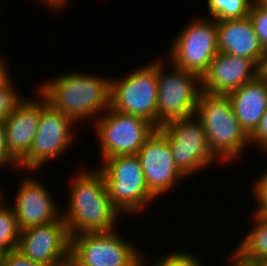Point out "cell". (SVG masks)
Listing matches in <instances>:
<instances>
[{
	"mask_svg": "<svg viewBox=\"0 0 267 266\" xmlns=\"http://www.w3.org/2000/svg\"><path fill=\"white\" fill-rule=\"evenodd\" d=\"M71 236L63 217L48 224L20 230L17 249L25 257L44 266H54L70 258Z\"/></svg>",
	"mask_w": 267,
	"mask_h": 266,
	"instance_id": "obj_12",
	"label": "cell"
},
{
	"mask_svg": "<svg viewBox=\"0 0 267 266\" xmlns=\"http://www.w3.org/2000/svg\"><path fill=\"white\" fill-rule=\"evenodd\" d=\"M254 215L255 226L235 252L247 261L267 263V215Z\"/></svg>",
	"mask_w": 267,
	"mask_h": 266,
	"instance_id": "obj_19",
	"label": "cell"
},
{
	"mask_svg": "<svg viewBox=\"0 0 267 266\" xmlns=\"http://www.w3.org/2000/svg\"><path fill=\"white\" fill-rule=\"evenodd\" d=\"M196 256H192L190 253H180L174 252L172 254L165 255L164 257H160L159 260L153 263L152 266H202L197 260Z\"/></svg>",
	"mask_w": 267,
	"mask_h": 266,
	"instance_id": "obj_24",
	"label": "cell"
},
{
	"mask_svg": "<svg viewBox=\"0 0 267 266\" xmlns=\"http://www.w3.org/2000/svg\"><path fill=\"white\" fill-rule=\"evenodd\" d=\"M107 111L109 113L96 122L102 158L136 155L156 128L141 117L121 113L110 107Z\"/></svg>",
	"mask_w": 267,
	"mask_h": 266,
	"instance_id": "obj_10",
	"label": "cell"
},
{
	"mask_svg": "<svg viewBox=\"0 0 267 266\" xmlns=\"http://www.w3.org/2000/svg\"><path fill=\"white\" fill-rule=\"evenodd\" d=\"M9 71L7 69V65L3 62V60L0 61V87L7 86L11 83L10 74H8Z\"/></svg>",
	"mask_w": 267,
	"mask_h": 266,
	"instance_id": "obj_30",
	"label": "cell"
},
{
	"mask_svg": "<svg viewBox=\"0 0 267 266\" xmlns=\"http://www.w3.org/2000/svg\"><path fill=\"white\" fill-rule=\"evenodd\" d=\"M248 16L261 45L267 50V3L264 0H254Z\"/></svg>",
	"mask_w": 267,
	"mask_h": 266,
	"instance_id": "obj_22",
	"label": "cell"
},
{
	"mask_svg": "<svg viewBox=\"0 0 267 266\" xmlns=\"http://www.w3.org/2000/svg\"><path fill=\"white\" fill-rule=\"evenodd\" d=\"M194 116L203 125L210 151L222 162L239 156L249 143V136L235 117L227 95L202 91Z\"/></svg>",
	"mask_w": 267,
	"mask_h": 266,
	"instance_id": "obj_3",
	"label": "cell"
},
{
	"mask_svg": "<svg viewBox=\"0 0 267 266\" xmlns=\"http://www.w3.org/2000/svg\"><path fill=\"white\" fill-rule=\"evenodd\" d=\"M13 84L0 87V122H3L15 109V107L23 100L17 96L14 91Z\"/></svg>",
	"mask_w": 267,
	"mask_h": 266,
	"instance_id": "obj_23",
	"label": "cell"
},
{
	"mask_svg": "<svg viewBox=\"0 0 267 266\" xmlns=\"http://www.w3.org/2000/svg\"><path fill=\"white\" fill-rule=\"evenodd\" d=\"M40 102L22 100L2 122L8 154L19 164L29 153L38 131Z\"/></svg>",
	"mask_w": 267,
	"mask_h": 266,
	"instance_id": "obj_16",
	"label": "cell"
},
{
	"mask_svg": "<svg viewBox=\"0 0 267 266\" xmlns=\"http://www.w3.org/2000/svg\"><path fill=\"white\" fill-rule=\"evenodd\" d=\"M70 189L69 207L62 213L70 236L113 230L121 212L113 205L99 169L76 175Z\"/></svg>",
	"mask_w": 267,
	"mask_h": 266,
	"instance_id": "obj_1",
	"label": "cell"
},
{
	"mask_svg": "<svg viewBox=\"0 0 267 266\" xmlns=\"http://www.w3.org/2000/svg\"><path fill=\"white\" fill-rule=\"evenodd\" d=\"M158 60L125 78L111 79L110 108L150 122L157 129Z\"/></svg>",
	"mask_w": 267,
	"mask_h": 266,
	"instance_id": "obj_5",
	"label": "cell"
},
{
	"mask_svg": "<svg viewBox=\"0 0 267 266\" xmlns=\"http://www.w3.org/2000/svg\"><path fill=\"white\" fill-rule=\"evenodd\" d=\"M259 76L267 82V50L262 57V61L259 65Z\"/></svg>",
	"mask_w": 267,
	"mask_h": 266,
	"instance_id": "obj_31",
	"label": "cell"
},
{
	"mask_svg": "<svg viewBox=\"0 0 267 266\" xmlns=\"http://www.w3.org/2000/svg\"><path fill=\"white\" fill-rule=\"evenodd\" d=\"M47 102L75 122L110 107L111 80L67 73L39 87ZM102 109V110H101Z\"/></svg>",
	"mask_w": 267,
	"mask_h": 266,
	"instance_id": "obj_2",
	"label": "cell"
},
{
	"mask_svg": "<svg viewBox=\"0 0 267 266\" xmlns=\"http://www.w3.org/2000/svg\"><path fill=\"white\" fill-rule=\"evenodd\" d=\"M163 67L158 60L157 129L172 120L195 115L202 93L200 76L175 66L168 74Z\"/></svg>",
	"mask_w": 267,
	"mask_h": 266,
	"instance_id": "obj_6",
	"label": "cell"
},
{
	"mask_svg": "<svg viewBox=\"0 0 267 266\" xmlns=\"http://www.w3.org/2000/svg\"><path fill=\"white\" fill-rule=\"evenodd\" d=\"M254 184L253 192L259 205L255 214L267 215V170Z\"/></svg>",
	"mask_w": 267,
	"mask_h": 266,
	"instance_id": "obj_25",
	"label": "cell"
},
{
	"mask_svg": "<svg viewBox=\"0 0 267 266\" xmlns=\"http://www.w3.org/2000/svg\"><path fill=\"white\" fill-rule=\"evenodd\" d=\"M215 19L189 23L174 38L169 55L173 66L202 77L218 51V31Z\"/></svg>",
	"mask_w": 267,
	"mask_h": 266,
	"instance_id": "obj_9",
	"label": "cell"
},
{
	"mask_svg": "<svg viewBox=\"0 0 267 266\" xmlns=\"http://www.w3.org/2000/svg\"><path fill=\"white\" fill-rule=\"evenodd\" d=\"M133 246L115 230L81 233L71 236L70 259L77 266H143Z\"/></svg>",
	"mask_w": 267,
	"mask_h": 266,
	"instance_id": "obj_7",
	"label": "cell"
},
{
	"mask_svg": "<svg viewBox=\"0 0 267 266\" xmlns=\"http://www.w3.org/2000/svg\"><path fill=\"white\" fill-rule=\"evenodd\" d=\"M98 168L113 205L125 213L142 212L155 197L149 192L137 155H118L103 160Z\"/></svg>",
	"mask_w": 267,
	"mask_h": 266,
	"instance_id": "obj_4",
	"label": "cell"
},
{
	"mask_svg": "<svg viewBox=\"0 0 267 266\" xmlns=\"http://www.w3.org/2000/svg\"><path fill=\"white\" fill-rule=\"evenodd\" d=\"M149 192L159 197L184 178L174 163L168 137L158 128L145 140L144 145L136 154Z\"/></svg>",
	"mask_w": 267,
	"mask_h": 266,
	"instance_id": "obj_13",
	"label": "cell"
},
{
	"mask_svg": "<svg viewBox=\"0 0 267 266\" xmlns=\"http://www.w3.org/2000/svg\"><path fill=\"white\" fill-rule=\"evenodd\" d=\"M44 3H47L50 7L54 8L55 10H60L61 7L65 6L67 0H42Z\"/></svg>",
	"mask_w": 267,
	"mask_h": 266,
	"instance_id": "obj_32",
	"label": "cell"
},
{
	"mask_svg": "<svg viewBox=\"0 0 267 266\" xmlns=\"http://www.w3.org/2000/svg\"><path fill=\"white\" fill-rule=\"evenodd\" d=\"M0 266H44L25 257L18 250L4 253L0 259Z\"/></svg>",
	"mask_w": 267,
	"mask_h": 266,
	"instance_id": "obj_26",
	"label": "cell"
},
{
	"mask_svg": "<svg viewBox=\"0 0 267 266\" xmlns=\"http://www.w3.org/2000/svg\"><path fill=\"white\" fill-rule=\"evenodd\" d=\"M227 96L240 126L250 136L267 110V82L258 76Z\"/></svg>",
	"mask_w": 267,
	"mask_h": 266,
	"instance_id": "obj_18",
	"label": "cell"
},
{
	"mask_svg": "<svg viewBox=\"0 0 267 266\" xmlns=\"http://www.w3.org/2000/svg\"><path fill=\"white\" fill-rule=\"evenodd\" d=\"M41 97L38 131L29 153L18 164L28 170H36L49 159L59 156L73 140L71 131L75 121L54 109L42 94Z\"/></svg>",
	"mask_w": 267,
	"mask_h": 266,
	"instance_id": "obj_11",
	"label": "cell"
},
{
	"mask_svg": "<svg viewBox=\"0 0 267 266\" xmlns=\"http://www.w3.org/2000/svg\"><path fill=\"white\" fill-rule=\"evenodd\" d=\"M45 186L37 179H25L17 193L13 210L20 230L48 224L62 217Z\"/></svg>",
	"mask_w": 267,
	"mask_h": 266,
	"instance_id": "obj_15",
	"label": "cell"
},
{
	"mask_svg": "<svg viewBox=\"0 0 267 266\" xmlns=\"http://www.w3.org/2000/svg\"><path fill=\"white\" fill-rule=\"evenodd\" d=\"M254 0H207V8L215 20L247 17Z\"/></svg>",
	"mask_w": 267,
	"mask_h": 266,
	"instance_id": "obj_20",
	"label": "cell"
},
{
	"mask_svg": "<svg viewBox=\"0 0 267 266\" xmlns=\"http://www.w3.org/2000/svg\"><path fill=\"white\" fill-rule=\"evenodd\" d=\"M8 163L18 165V163L8 154L5 129L3 123L0 122V167Z\"/></svg>",
	"mask_w": 267,
	"mask_h": 266,
	"instance_id": "obj_28",
	"label": "cell"
},
{
	"mask_svg": "<svg viewBox=\"0 0 267 266\" xmlns=\"http://www.w3.org/2000/svg\"><path fill=\"white\" fill-rule=\"evenodd\" d=\"M218 51L252 59L258 66L266 50L254 31L249 16L241 19L216 20Z\"/></svg>",
	"mask_w": 267,
	"mask_h": 266,
	"instance_id": "obj_17",
	"label": "cell"
},
{
	"mask_svg": "<svg viewBox=\"0 0 267 266\" xmlns=\"http://www.w3.org/2000/svg\"><path fill=\"white\" fill-rule=\"evenodd\" d=\"M159 129L168 137L174 163L185 177L216 159L208 147L206 132L197 116L172 120Z\"/></svg>",
	"mask_w": 267,
	"mask_h": 266,
	"instance_id": "obj_8",
	"label": "cell"
},
{
	"mask_svg": "<svg viewBox=\"0 0 267 266\" xmlns=\"http://www.w3.org/2000/svg\"><path fill=\"white\" fill-rule=\"evenodd\" d=\"M54 266H77L70 258L60 264Z\"/></svg>",
	"mask_w": 267,
	"mask_h": 266,
	"instance_id": "obj_33",
	"label": "cell"
},
{
	"mask_svg": "<svg viewBox=\"0 0 267 266\" xmlns=\"http://www.w3.org/2000/svg\"><path fill=\"white\" fill-rule=\"evenodd\" d=\"M3 203V199H2V196H1V194H0V210L4 207V203Z\"/></svg>",
	"mask_w": 267,
	"mask_h": 266,
	"instance_id": "obj_34",
	"label": "cell"
},
{
	"mask_svg": "<svg viewBox=\"0 0 267 266\" xmlns=\"http://www.w3.org/2000/svg\"><path fill=\"white\" fill-rule=\"evenodd\" d=\"M257 143L263 149V151L267 152V110L265 111L263 117L261 118L257 128L254 132L249 136V143Z\"/></svg>",
	"mask_w": 267,
	"mask_h": 266,
	"instance_id": "obj_27",
	"label": "cell"
},
{
	"mask_svg": "<svg viewBox=\"0 0 267 266\" xmlns=\"http://www.w3.org/2000/svg\"><path fill=\"white\" fill-rule=\"evenodd\" d=\"M259 76V66L252 60L218 52L201 77L202 91L227 95Z\"/></svg>",
	"mask_w": 267,
	"mask_h": 266,
	"instance_id": "obj_14",
	"label": "cell"
},
{
	"mask_svg": "<svg viewBox=\"0 0 267 266\" xmlns=\"http://www.w3.org/2000/svg\"><path fill=\"white\" fill-rule=\"evenodd\" d=\"M20 229L13 208L4 206L0 210V252L2 254L17 249Z\"/></svg>",
	"mask_w": 267,
	"mask_h": 266,
	"instance_id": "obj_21",
	"label": "cell"
},
{
	"mask_svg": "<svg viewBox=\"0 0 267 266\" xmlns=\"http://www.w3.org/2000/svg\"><path fill=\"white\" fill-rule=\"evenodd\" d=\"M231 266H267V263L250 262L243 259L238 253L234 251L231 256Z\"/></svg>",
	"mask_w": 267,
	"mask_h": 266,
	"instance_id": "obj_29",
	"label": "cell"
}]
</instances>
